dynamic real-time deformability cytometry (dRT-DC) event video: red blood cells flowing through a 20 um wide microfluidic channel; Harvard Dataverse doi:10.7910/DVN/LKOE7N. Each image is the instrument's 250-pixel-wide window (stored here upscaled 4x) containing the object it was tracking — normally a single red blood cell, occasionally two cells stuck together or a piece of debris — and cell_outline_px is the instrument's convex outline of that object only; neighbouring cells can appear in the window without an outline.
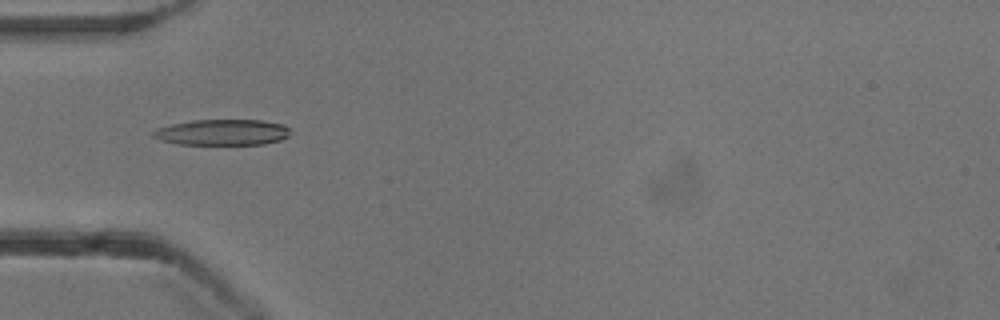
{"species": "common noctule bat (a hibernating species)", "species_latin": "Nyctalus noctula", "temperature_condition": "cold", "stored_images_in_passage": 53, "camera_frame_rate_fps": 3000, "um_per_image_px": 0.085, "animal": {"sex": "male", "body_mass_g": 13.3}, "frame": {"image": 1, "passage_image": 17, "time_ms": 5.333, "image_size_px": [1000, 320], "cell_outline_px": [[288, 136], [280, 140], [264, 144], [180, 144], [160, 140], [152, 136], [152, 132], [156, 128], [172, 124], [192, 120], [260, 120], [284, 124], [288, 128]], "centroid_in_image_um": [18.88, 11.24], "position_along_channel_um": 66.1, "area_um2": 20.58}}
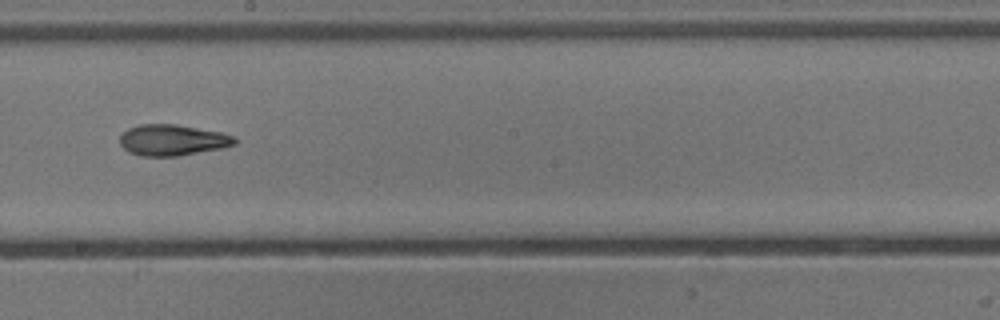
{"frame": {"image": 2, "passage_image": 30, "time_ms": 9.667, "image_size_px": [1000, 320], "cell_outline_px": [[236, 144], [220, 148], [176, 156], [140, 156], [128, 152], [120, 144], [120, 136], [128, 128], [140, 124], [176, 124], [220, 132], [232, 136], [236, 140]], "centroid_in_image_um": [14.61, 11.9], "position_along_channel_um": 233.6, "area_um2": 20.58}}
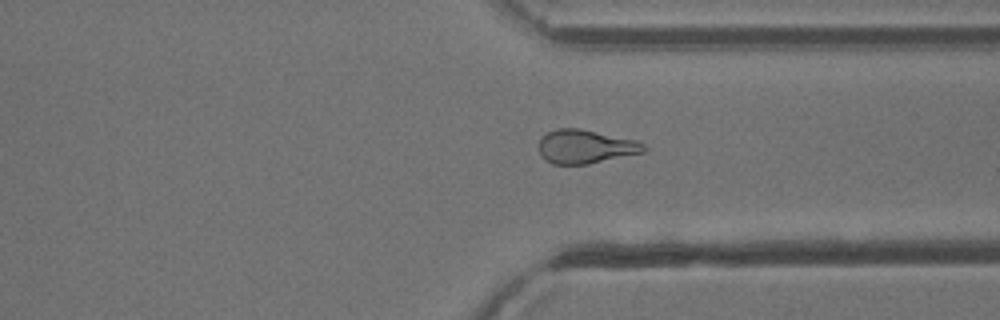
{"frame": {"image": 3, "passage_image": 40, "time_ms": 13.0, "image_size_px": [1000, 320], "cell_outline_px": [[648, 148], [644, 152], [588, 164], [552, 164], [544, 160], [540, 156], [540, 140], [548, 132], [556, 128], [580, 128], [636, 140], [644, 144]], "centroid_in_image_um": [49.77, 12.46], "position_along_channel_um": 361.6, "area_um2": 20.63}, "authors_computed_cell_mechanics": {"area_um2": 20.3456, "velocity_mm_per_s": 3.8644, "shape_relaxation_time_tau1_ms": 8.3015, "shape_relaxation_time_tau2_ms": 2.4911, "deformation_change_tau1": 0.239, "deformation_change_tau2": 0.1165}}